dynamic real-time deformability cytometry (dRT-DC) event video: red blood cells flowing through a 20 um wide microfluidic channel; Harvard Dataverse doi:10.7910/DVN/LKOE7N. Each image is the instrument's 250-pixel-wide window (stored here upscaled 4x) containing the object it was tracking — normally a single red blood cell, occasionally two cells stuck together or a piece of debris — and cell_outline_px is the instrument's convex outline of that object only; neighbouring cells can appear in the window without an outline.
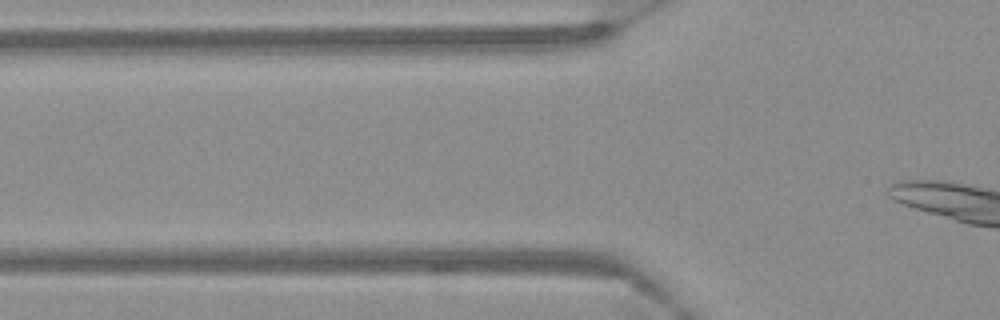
{"species": "Egyptian fruit bat (a non-hibernating species)", "species_latin": "Rousettus aegyptiacus", "temperature_condition": "warm", "stored_images_in_passage": 4, "camera_frame_rate_fps": 3000, "um_per_image_px": 0.085, "frame": {"image": 1, "passage_image": 3, "time_ms": 0.667, "image_size_px": [1000, 320], "cell_outline_px": [[640, 292], [480, 276], [468, 272], [468, 268], [524, 268], [616, 272], [632, 280], [640, 288]], "centroid_in_image_um": [47.8, 23.58], "position_along_channel_um": 78.0, "area_um2": 15.84}}